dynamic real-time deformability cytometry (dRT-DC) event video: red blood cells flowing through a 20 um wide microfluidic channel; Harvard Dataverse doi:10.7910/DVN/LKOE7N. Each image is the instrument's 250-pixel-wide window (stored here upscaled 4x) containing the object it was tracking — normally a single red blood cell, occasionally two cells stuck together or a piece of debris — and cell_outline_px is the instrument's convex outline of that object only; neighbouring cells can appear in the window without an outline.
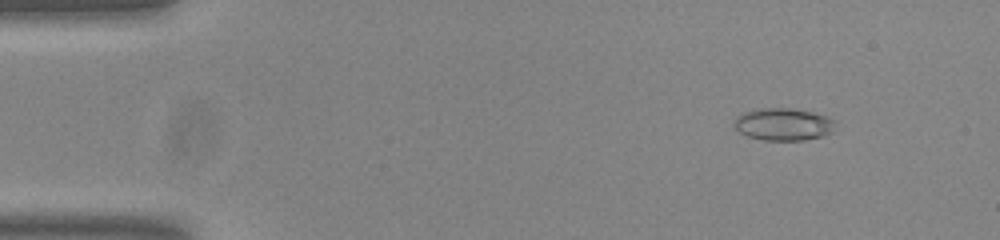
{"species": "common noctule bat (a hibernating species)", "species_latin": "Nyctalus noctula", "temperature_condition": "room temperature", "stored_images_in_passage": 51, "camera_frame_rate_fps": 3000, "um_per_image_px": 0.085, "animal": {"sex": "male", "body_mass_g": 20.0, "forearm_length_mm": 53.3}, "frame": {"image": 1, "passage_image": 3, "time_ms": 0.667, "image_size_px": [1000, 240], "cell_outline_px": [[836, 120], [832, 132], [824, 136], [804, 140], [764, 140], [748, 136], [740, 132], [732, 124], [736, 116], [744, 112], [756, 108], [788, 108], [812, 112], [828, 116]], "centroid_in_image_um": [66.59, 10.56], "position_along_channel_um": 18.4, "area_um2": 19.25}}
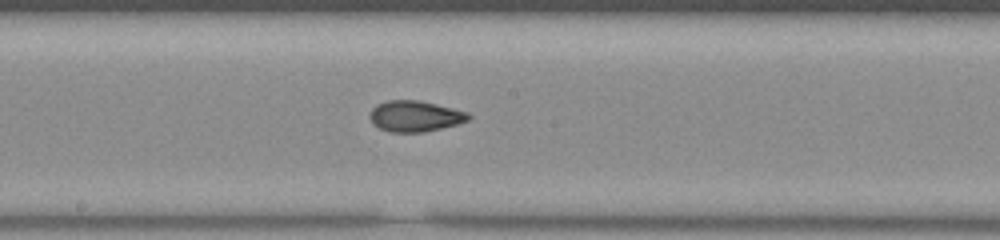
{"frame": {"image": 2, "passage_image": 26, "time_ms": 8.333, "image_size_px": [1000, 240], "cell_outline_px": [[472, 116], [468, 120], [456, 124], [424, 132], [388, 132], [372, 124], [368, 116], [372, 108], [376, 104], [388, 100], [420, 100], [468, 112]], "centroid_in_image_um": [35.23, 9.87], "position_along_channel_um": 213.0, "area_um2": 17.86}}
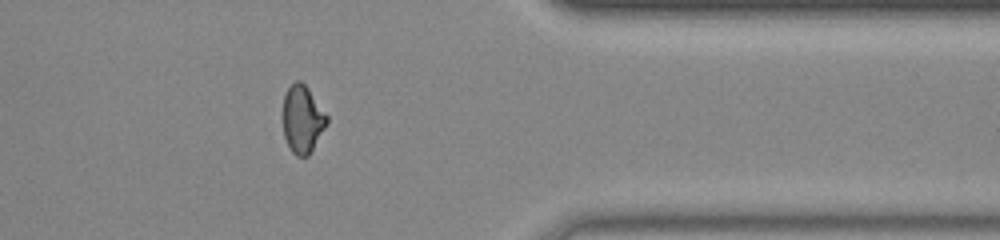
{"frame": {"image": 3, "passage_image": 41, "time_ms": 13.333, "image_size_px": [1000, 240], "cell_outline_px": [[328, 124], [308, 156], [296, 156], [292, 152], [284, 136], [284, 96], [288, 88], [296, 80], [300, 80], [308, 88], [328, 116]], "centroid_in_image_um": [25.73, 10.14], "position_along_channel_um": 385.7, "area_um2": 17.11}, "authors_computed_cell_mechanics": {"area_um2": 17.8024, "velocity_mm_per_s": 3.7754, "shape_relaxation_time_tau1_ms": null, "shape_relaxation_time_tau2_ms": 1.5585, "deformation_change_tau1": null, "deformation_change_tau2": 0.072}}